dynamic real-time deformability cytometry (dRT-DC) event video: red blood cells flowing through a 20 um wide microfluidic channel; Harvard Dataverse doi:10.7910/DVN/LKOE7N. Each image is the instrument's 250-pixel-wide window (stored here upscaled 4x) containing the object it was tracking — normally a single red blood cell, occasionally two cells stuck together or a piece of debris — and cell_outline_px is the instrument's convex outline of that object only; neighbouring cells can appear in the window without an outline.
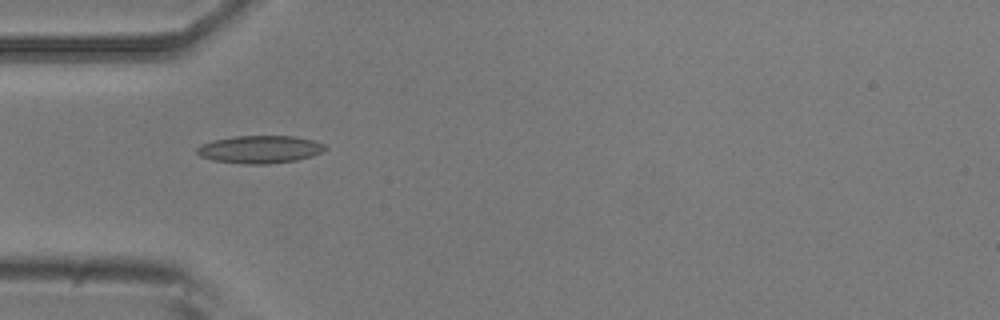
{"species": "common noctule bat (a hibernating species)", "species_latin": "Nyctalus noctula", "temperature_condition": "room temperature", "stored_images_in_passage": 5, "camera_frame_rate_fps": 3000, "um_per_image_px": 0.085, "animal": {"sex": "male", "body_mass_g": 20.5, "forearm_length_mm": 52.5}, "frame": {"image": 1, "passage_image": 4, "time_ms": 3.667, "image_size_px": [1000, 320], "cell_outline_px": [[328, 148], [324, 152], [312, 156], [296, 160], [268, 164], [244, 164], [212, 160], [200, 156], [196, 152], [196, 148], [200, 144], [212, 140], [232, 136], [296, 136], [312, 140], [324, 144]], "centroid_in_image_um": [22.08, 12.69], "position_along_channel_um": 62.9, "area_um2": 20.92}}
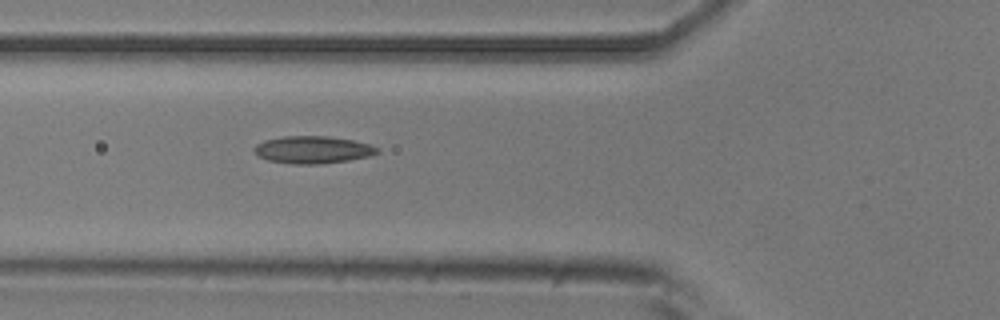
{"frame": {"image": 2, "passage_image": 5, "time_ms": 4.667, "image_size_px": [1000, 320], "cell_outline_px": [[380, 152], [368, 156], [348, 160], [320, 164], [292, 164], [268, 160], [260, 156], [252, 148], [256, 144], [264, 140], [284, 136], [328, 136], [352, 140], [368, 144], [380, 148]], "centroid_in_image_um": [26.58, 12.72], "position_along_channel_um": 99.2, "area_um2": 19.54}}